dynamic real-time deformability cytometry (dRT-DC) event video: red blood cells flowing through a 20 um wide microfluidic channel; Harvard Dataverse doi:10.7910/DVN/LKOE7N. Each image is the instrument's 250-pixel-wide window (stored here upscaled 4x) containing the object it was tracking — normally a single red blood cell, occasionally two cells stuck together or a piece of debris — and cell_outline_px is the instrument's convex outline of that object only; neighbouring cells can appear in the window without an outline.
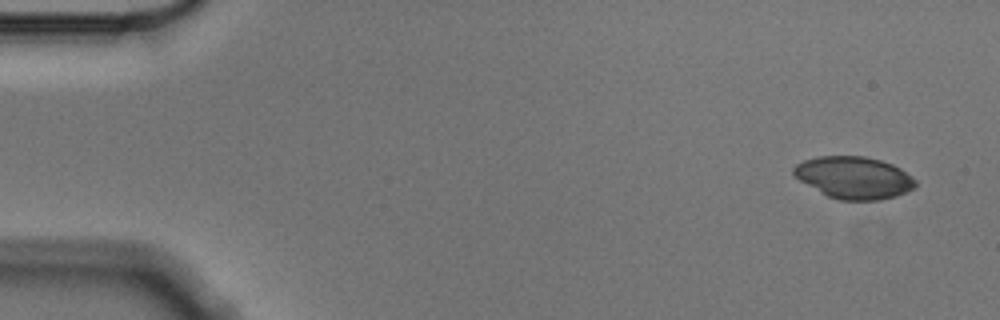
{"species": "Egyptian fruit bat (a non-hibernating species)", "species_latin": "Rousettus aegyptiacus", "temperature_condition": "cold", "stored_images_in_passage": 54, "camera_frame_rate_fps": 3000, "um_per_image_px": 0.085, "animal": {"sex": "male"}, "frame": {"image": 1, "passage_image": 1, "time_ms": 0.0, "image_size_px": [1000, 320], "cell_outline_px": [[916, 184], [912, 188], [896, 196], [880, 200], [840, 200], [828, 196], [800, 180], [792, 172], [792, 168], [796, 164], [804, 160], [820, 156], [864, 156], [880, 160], [892, 164], [900, 168], [916, 180]], "centroid_in_image_um": [72.58, 15.09], "position_along_channel_um": 12.4, "area_um2": 29.59}}
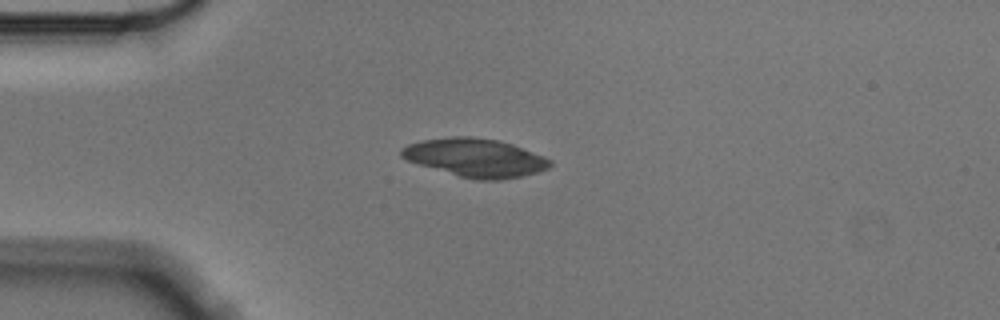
{"frame": {"image": 2, "passage_image": 12, "time_ms": 3.667, "image_size_px": [1000, 320], "cell_outline_px": [[552, 164], [548, 168], [536, 172], [520, 176], [500, 180], [476, 180], [460, 176], [416, 164], [400, 156], [400, 148], [408, 144], [424, 140], [452, 136], [472, 136], [496, 140], [512, 144], [544, 156], [552, 160]], "centroid_in_image_um": [40.38, 13.4], "position_along_channel_um": 44.6, "area_um2": 33.12}}